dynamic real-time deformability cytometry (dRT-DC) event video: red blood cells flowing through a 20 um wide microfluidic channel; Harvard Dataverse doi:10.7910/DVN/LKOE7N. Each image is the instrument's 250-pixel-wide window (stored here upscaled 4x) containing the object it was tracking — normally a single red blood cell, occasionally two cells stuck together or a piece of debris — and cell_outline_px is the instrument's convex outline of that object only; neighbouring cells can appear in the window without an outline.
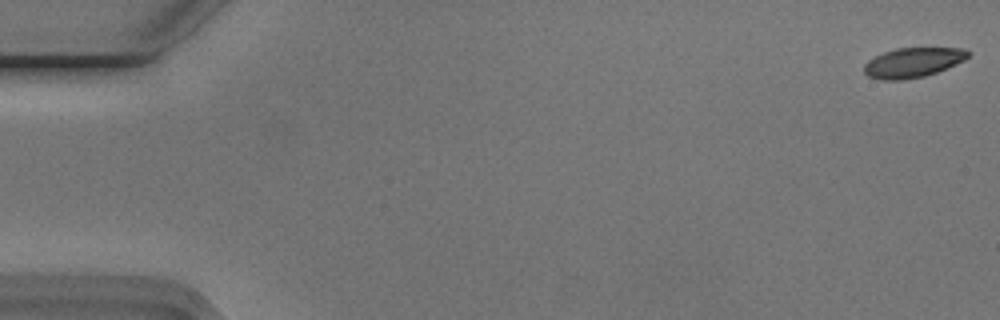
{"species": "Egyptian fruit bat (a non-hibernating species)", "species_latin": "Rousettus aegyptiacus", "temperature_condition": "cold", "stored_images_in_passage": 56, "segment_of_instrument_passage": [1, 2], "camera_frame_rate_fps": 3000, "um_per_image_px": 0.085, "animal": {"sex": "male"}, "frame": {"image": 1, "passage_image": 1, "time_ms": 0.0, "image_size_px": [1000, 320], "cell_outline_px": [[968, 56], [964, 60], [956, 64], [936, 72], [924, 76], [904, 80], [880, 80], [868, 76], [864, 72], [864, 64], [868, 60], [884, 52], [896, 48], [964, 48], [968, 52]], "centroid_in_image_um": [77.56, 5.32], "position_along_channel_um": 7.4, "area_um2": 17.92}}
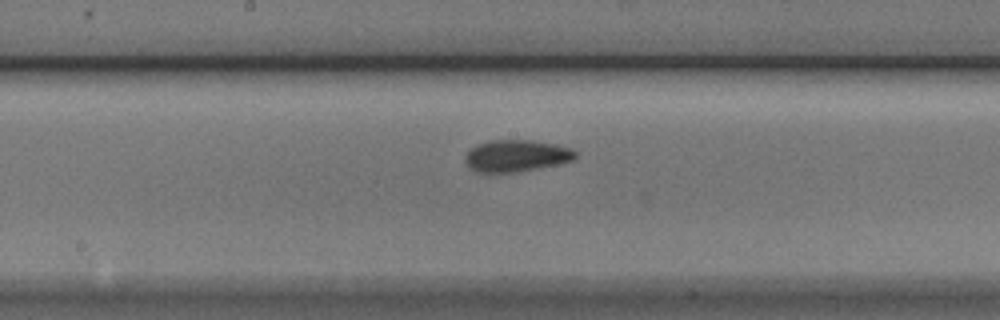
{"frame": {"image": 2, "passage_image": 29, "time_ms": 9.333, "image_size_px": [1000, 320], "cell_outline_px": [[576, 160], [560, 164], [516, 172], [476, 172], [468, 168], [464, 160], [464, 156], [472, 148], [488, 140], [532, 140], [556, 144], [572, 148], [576, 152]], "centroid_in_image_um": [43.91, 13.24], "position_along_channel_um": 204.3, "area_um2": 20.63}}
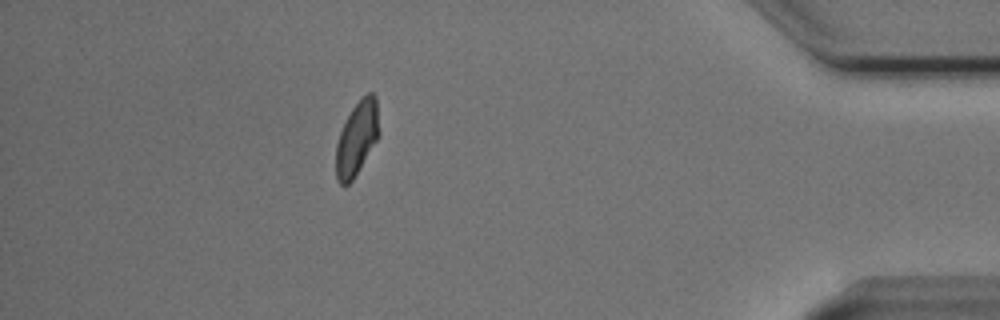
{"frame": {"image": 3, "passage_image": 49, "time_ms": 16.0, "image_size_px": [1000, 320], "cell_outline_px": [[380, 132], [376, 140], [352, 180], [344, 188], [336, 180], [336, 144], [340, 132], [352, 108], [368, 92], [372, 92], [376, 96]], "centroid_in_image_um": [30.33, 11.76], "position_along_channel_um": 404.9, "area_um2": 18.32}}